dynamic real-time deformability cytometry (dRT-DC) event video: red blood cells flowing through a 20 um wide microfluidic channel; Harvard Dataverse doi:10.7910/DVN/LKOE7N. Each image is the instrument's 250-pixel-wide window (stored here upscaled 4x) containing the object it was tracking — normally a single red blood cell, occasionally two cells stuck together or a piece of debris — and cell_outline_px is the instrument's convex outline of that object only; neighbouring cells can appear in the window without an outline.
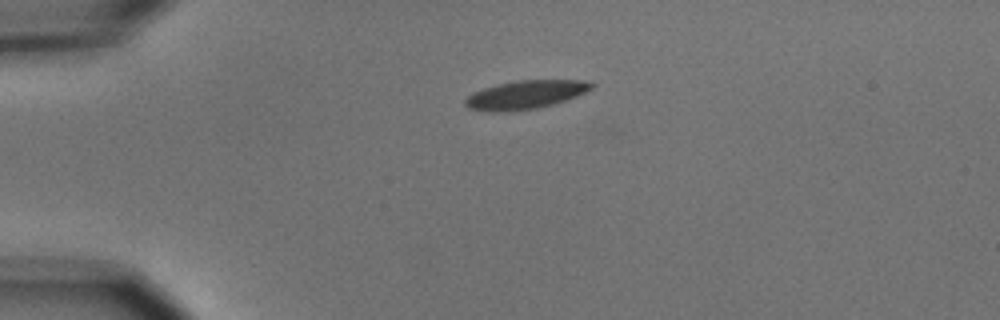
{"species": "common noctule bat (a hibernating species)", "species_latin": "Nyctalus noctula", "temperature_condition": "cold", "stored_images_in_passage": 3, "camera_frame_rate_fps": 3000, "um_per_image_px": 0.085, "animal": {"sex": "male", "body_mass_g": 15.6}, "frame": {"image": 1, "passage_image": 1, "time_ms": 0.0, "image_size_px": [1000, 320], "cell_outline_px": [[596, 84], [592, 88], [576, 96], [552, 104], [536, 108], [496, 112], [488, 112], [468, 108], [464, 104], [464, 100], [472, 92], [496, 84], [516, 80], [592, 80]], "centroid_in_image_um": [44.65, 8.03], "position_along_channel_um": 40.3, "area_um2": 20.98}}
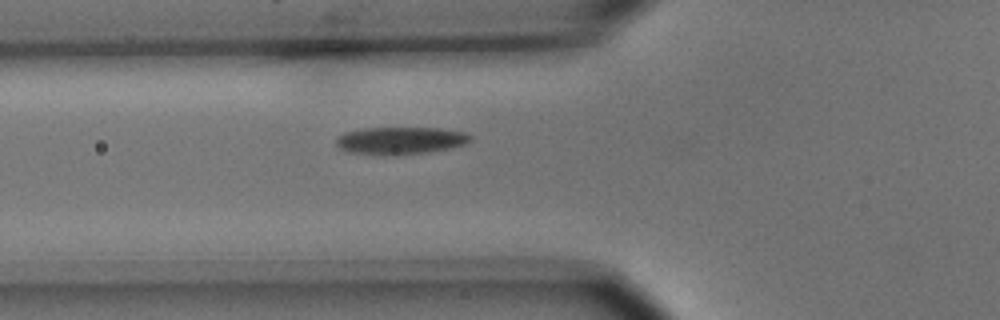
{"frame": {"image": 2, "passage_image": 3, "time_ms": 2.333, "image_size_px": [1000, 320], "cell_outline_px": [[472, 140], [464, 144], [448, 148], [428, 152], [396, 156], [348, 152], [340, 148], [336, 144], [336, 136], [344, 132], [364, 128], [440, 128], [464, 132], [472, 136]], "centroid_in_image_um": [34.01, 11.95], "position_along_channel_um": 91.8, "area_um2": 21.56}}